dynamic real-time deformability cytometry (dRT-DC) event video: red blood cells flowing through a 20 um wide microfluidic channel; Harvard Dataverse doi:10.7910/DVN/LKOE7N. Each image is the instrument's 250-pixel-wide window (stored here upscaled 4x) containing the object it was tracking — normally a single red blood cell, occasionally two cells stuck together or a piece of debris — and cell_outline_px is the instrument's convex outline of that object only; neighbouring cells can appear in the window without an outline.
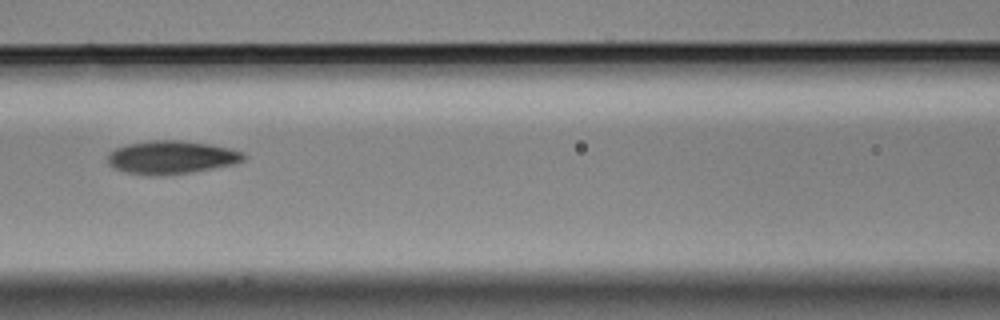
{"species": "Egyptian fruit bat (a non-hibernating species)", "species_latin": "Rousettus aegyptiacus", "temperature_condition": "cold", "stored_images_in_passage": 14, "camera_frame_rate_fps": 3000, "um_per_image_px": 0.085, "animal": {"sex": "male"}, "frame": {"image": 1, "passage_image": 6, "time_ms": 1.667, "image_size_px": [1000, 320], "cell_outline_px": [[248, 156], [244, 160], [232, 164], [212, 168], [188, 172], [160, 176], [148, 176], [124, 172], [112, 168], [108, 164], [108, 152], [116, 148], [128, 144], [152, 140], [180, 140], [208, 144], [228, 148], [244, 152]], "centroid_in_image_um": [14.53, 13.38], "position_along_channel_um": 152.1, "area_um2": 26.36}}
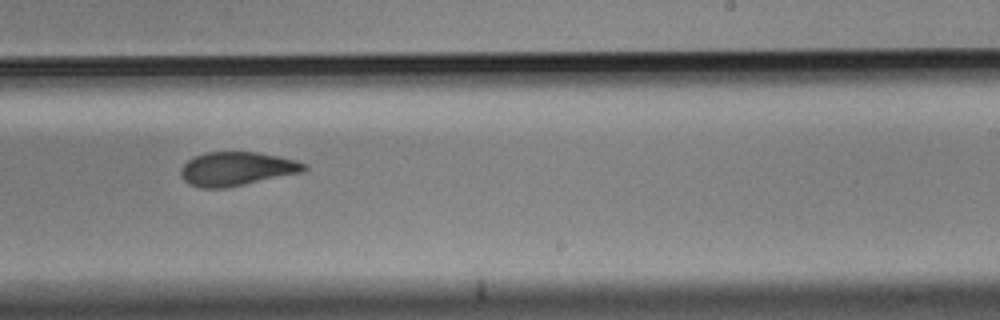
{"frame": {"image": 2, "passage_image": 9, "time_ms": 2.667, "image_size_px": [1000, 320], "cell_outline_px": [[308, 168], [304, 172], [224, 188], [200, 188], [188, 184], [180, 176], [180, 168], [188, 160], [196, 156], [208, 152], [256, 152], [296, 160], [308, 164]], "centroid_in_image_um": [20.12, 14.35], "position_along_channel_um": 268.9, "area_um2": 24.28}}
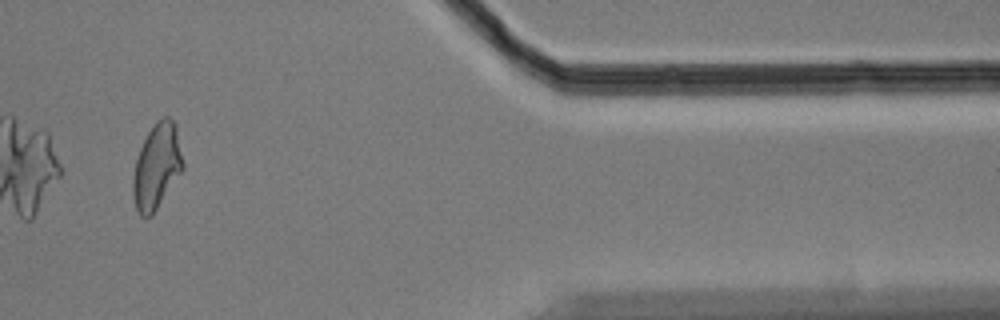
{"frame": {"image": 3, "passage_image": 13, "time_ms": 4.0, "image_size_px": [1000, 320], "cell_outline_px": [[184, 168], [152, 216], [140, 216], [136, 208], [132, 196], [132, 176], [136, 160], [140, 148], [148, 132], [156, 120], [164, 116], [168, 116], [176, 124], [184, 164]], "centroid_in_image_um": [13.32, 14.13], "position_along_channel_um": 398.1, "area_um2": 24.97}}